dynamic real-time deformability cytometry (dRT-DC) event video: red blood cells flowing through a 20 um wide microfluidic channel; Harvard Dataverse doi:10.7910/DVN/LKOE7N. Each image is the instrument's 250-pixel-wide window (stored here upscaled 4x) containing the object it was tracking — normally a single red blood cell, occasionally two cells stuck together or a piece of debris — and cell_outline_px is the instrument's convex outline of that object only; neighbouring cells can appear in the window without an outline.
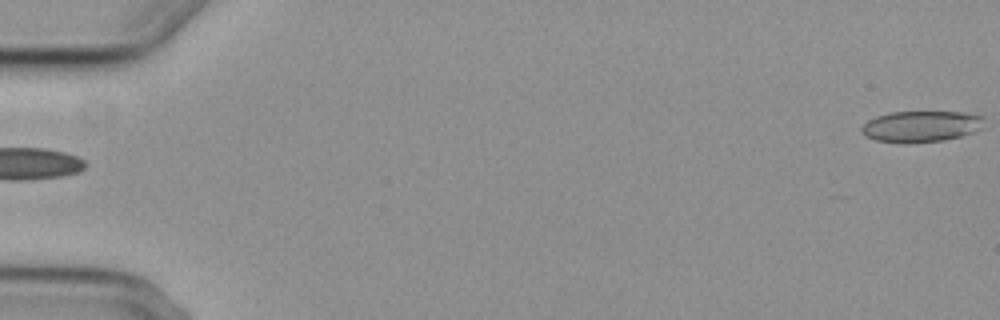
{"species": "common noctule bat (a hibernating species)", "species_latin": "Nyctalus noctula", "temperature_condition": "cold", "stored_images_in_passage": 2, "segment_of_instrument_passage": [2, 2], "camera_frame_rate_fps": 3000, "um_per_image_px": 0.085, "animal": {"sex": "female", "body_mass_g": 29.2, "forearm_length_mm": 56.3}, "frame": {"image": 1, "passage_image": 2, "time_ms": 1.333, "image_size_px": [1000, 320], "cell_outline_px": [[984, 128], [960, 136], [944, 140], [912, 144], [900, 144], [876, 140], [864, 136], [860, 128], [868, 120], [876, 116], [892, 112], [960, 112], [984, 116]], "centroid_in_image_um": [78.28, 10.76], "position_along_channel_um": 6.7, "area_um2": 22.6}}